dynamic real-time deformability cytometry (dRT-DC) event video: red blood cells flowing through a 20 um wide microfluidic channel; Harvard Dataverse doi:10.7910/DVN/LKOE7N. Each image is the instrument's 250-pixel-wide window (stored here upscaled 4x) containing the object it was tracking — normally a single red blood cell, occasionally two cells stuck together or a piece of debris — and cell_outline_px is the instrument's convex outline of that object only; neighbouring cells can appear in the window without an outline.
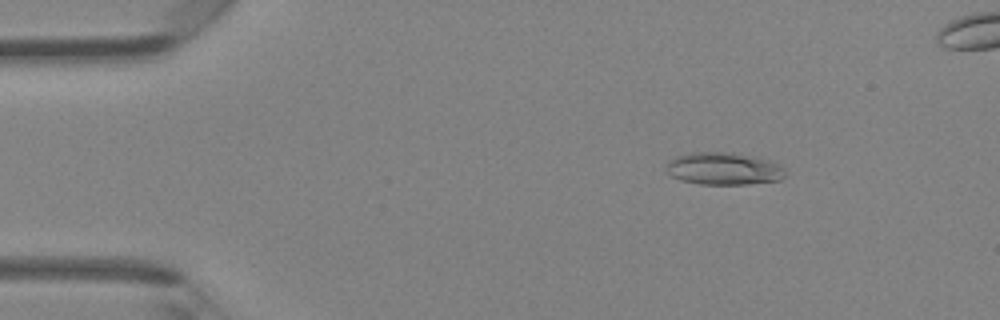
{"species": "Egyptian fruit bat (a non-hibernating species)", "species_latin": "Rousettus aegyptiacus", "temperature_condition": "room temperature", "stored_images_in_passage": 41, "camera_frame_rate_fps": 3000, "um_per_image_px": 0.085, "animal": {"sex": "female"}, "frame": {"image": 1, "passage_image": 6, "time_ms": 1.667, "image_size_px": [1000, 320], "cell_outline_px": [[784, 176], [780, 180], [748, 184], [700, 184], [680, 180], [672, 176], [664, 168], [668, 160], [676, 156], [688, 152], [732, 152], [756, 156], [780, 164], [784, 168]], "centroid_in_image_um": [61.49, 14.32], "position_along_channel_um": 23.5, "area_um2": 22.77}}
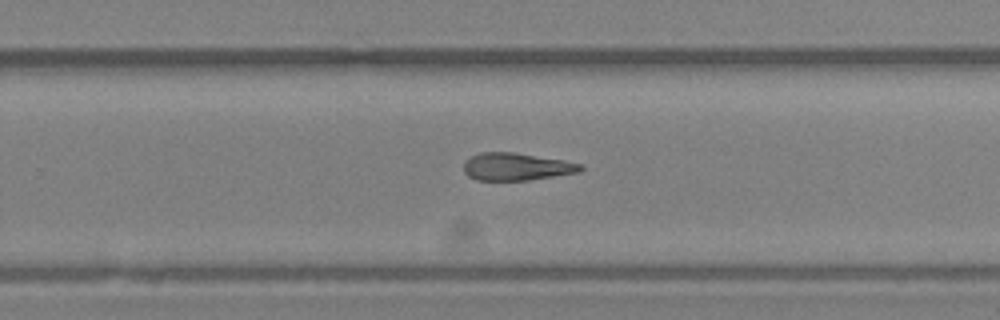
{"frame": {"image": 2, "passage_image": 27, "time_ms": 8.667, "image_size_px": [1000, 320], "cell_outline_px": [[584, 168], [580, 172], [528, 180], [476, 180], [468, 176], [464, 172], [464, 164], [472, 156], [480, 152], [512, 152], [564, 160], [584, 164]], "centroid_in_image_um": [43.93, 14.17], "position_along_channel_um": 285.9, "area_um2": 18.67}}
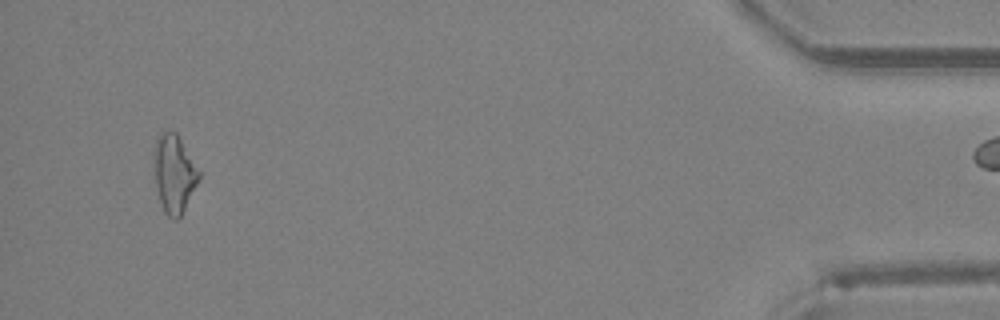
{"frame": {"image": 3, "passage_image": 40, "time_ms": 13.0, "image_size_px": [1000, 320], "cell_outline_px": [[200, 180], [180, 216], [176, 220], [172, 220], [164, 212], [156, 188], [156, 136], [160, 132], [168, 128], [176, 132], [200, 172]], "centroid_in_image_um": [14.82, 14.75], "position_along_channel_um": 420.4, "area_um2": 20.06}}